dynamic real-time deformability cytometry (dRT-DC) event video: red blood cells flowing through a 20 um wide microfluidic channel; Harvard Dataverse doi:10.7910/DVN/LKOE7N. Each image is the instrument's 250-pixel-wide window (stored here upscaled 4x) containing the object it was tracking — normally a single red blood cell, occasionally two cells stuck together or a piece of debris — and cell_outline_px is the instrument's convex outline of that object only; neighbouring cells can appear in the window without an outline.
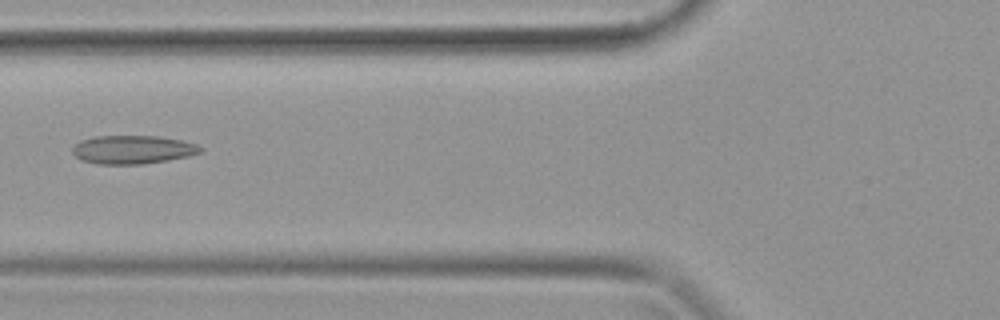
{"species": "common noctule bat (a hibernating species)", "species_latin": "Nyctalus noctula", "temperature_condition": "warm", "stored_images_in_passage": 39, "camera_frame_rate_fps": 3000, "um_per_image_px": 0.085, "animal": {"sex": "female", "body_mass_g": 19.9}, "frame": {"image": 1, "passage_image": 15, "time_ms": 4.667, "image_size_px": [1000, 320], "cell_outline_px": [[204, 152], [188, 156], [168, 160], [144, 164], [96, 164], [80, 160], [72, 152], [72, 148], [80, 140], [96, 136], [160, 136], [180, 140], [196, 144], [204, 148]], "centroid_in_image_um": [11.29, 12.72], "position_along_channel_um": 114.5, "area_um2": 21.39}}
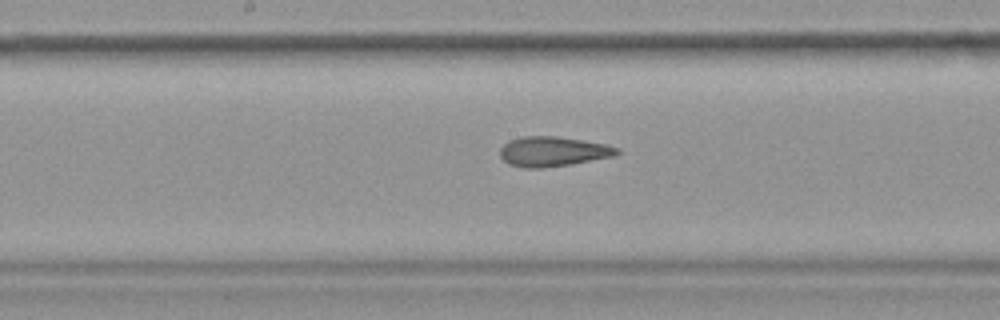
{"frame": {"image": 2, "passage_image": 20, "time_ms": 6.333, "image_size_px": [1000, 320], "cell_outline_px": [[620, 152], [616, 156], [572, 164], [540, 168], [524, 168], [508, 164], [500, 156], [500, 148], [508, 140], [524, 136], [556, 136], [604, 144], [620, 148]], "centroid_in_image_um": [46.99, 12.88], "position_along_channel_um": 201.2, "area_um2": 20.4}}
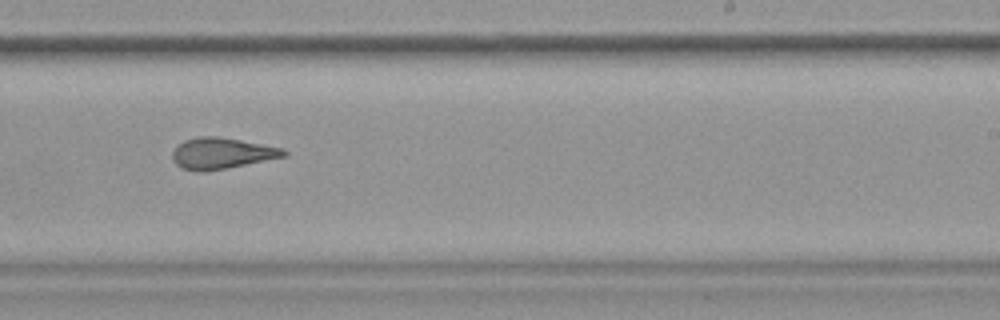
{"frame": {"image": 3, "passage_image": 24, "time_ms": 7.667, "image_size_px": [1000, 320], "cell_outline_px": [[288, 156], [228, 168], [204, 172], [196, 172], [180, 168], [172, 160], [172, 152], [184, 140], [200, 136], [216, 136], [240, 140], [284, 148], [288, 152]], "centroid_in_image_um": [18.85, 13.05], "position_along_channel_um": 270.1, "area_um2": 20.4}}